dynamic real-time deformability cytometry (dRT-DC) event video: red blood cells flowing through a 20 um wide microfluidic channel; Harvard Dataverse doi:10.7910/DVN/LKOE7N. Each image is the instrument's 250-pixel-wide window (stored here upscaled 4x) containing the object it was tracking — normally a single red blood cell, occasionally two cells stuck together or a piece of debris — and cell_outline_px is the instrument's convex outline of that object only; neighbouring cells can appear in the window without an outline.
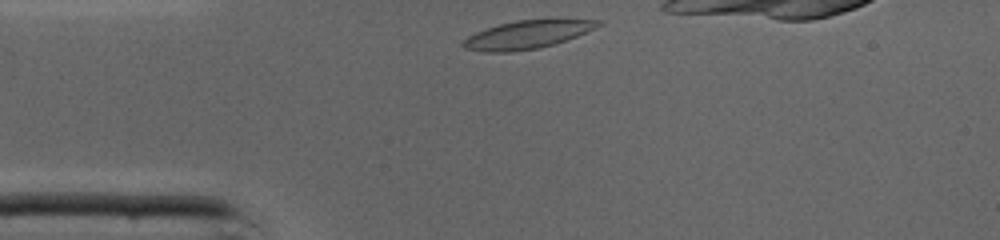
{"species": "common noctule bat (a hibernating species)", "species_latin": "Nyctalus noctula", "temperature_condition": "cold", "stored_images_in_passage": 13, "camera_frame_rate_fps": 3000, "um_per_image_px": 0.085, "animal": {"sex": "male", "body_mass_g": 19.0, "forearm_length_mm": 50.8}, "frame": {"image": 1, "passage_image": 1, "time_ms": 0.0, "image_size_px": [1000, 240], "cell_outline_px": [[604, 24], [596, 28], [556, 44], [540, 48], [508, 52], [484, 52], [464, 48], [460, 44], [468, 36], [476, 32], [500, 24], [516, 20], [556, 16], [604, 20]], "centroid_in_image_um": [44.96, 2.88], "position_along_channel_um": 40.0, "area_um2": 23.24}}
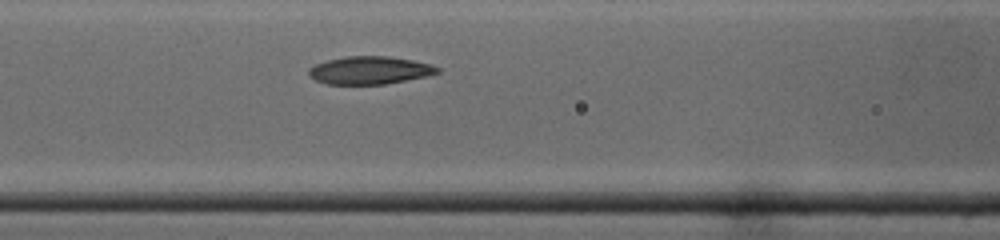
{"frame": {"image": 2, "passage_image": 9, "time_ms": 2.667, "image_size_px": [1000, 240], "cell_outline_px": [[440, 72], [424, 76], [384, 84], [328, 84], [316, 80], [308, 76], [308, 68], [316, 64], [328, 60], [348, 56], [388, 56], [412, 60], [428, 64], [440, 68]], "centroid_in_image_um": [31.38, 5.97], "position_along_channel_um": 135.2, "area_um2": 20.58}}
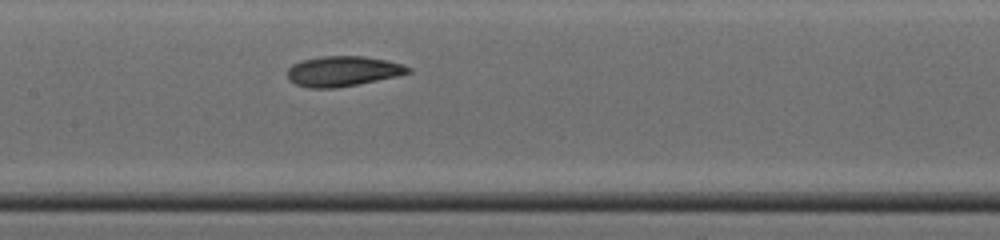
{"frame": {"image": 3, "passage_image": 12, "time_ms": 3.667, "image_size_px": [1000, 240], "cell_outline_px": [[412, 72], [396, 76], [336, 88], [308, 88], [296, 84], [288, 80], [288, 68], [292, 64], [304, 60], [324, 56], [360, 56], [388, 60], [404, 64], [412, 68]], "centroid_in_image_um": [29.15, 6.05], "position_along_channel_um": 178.2, "area_um2": 21.15}}